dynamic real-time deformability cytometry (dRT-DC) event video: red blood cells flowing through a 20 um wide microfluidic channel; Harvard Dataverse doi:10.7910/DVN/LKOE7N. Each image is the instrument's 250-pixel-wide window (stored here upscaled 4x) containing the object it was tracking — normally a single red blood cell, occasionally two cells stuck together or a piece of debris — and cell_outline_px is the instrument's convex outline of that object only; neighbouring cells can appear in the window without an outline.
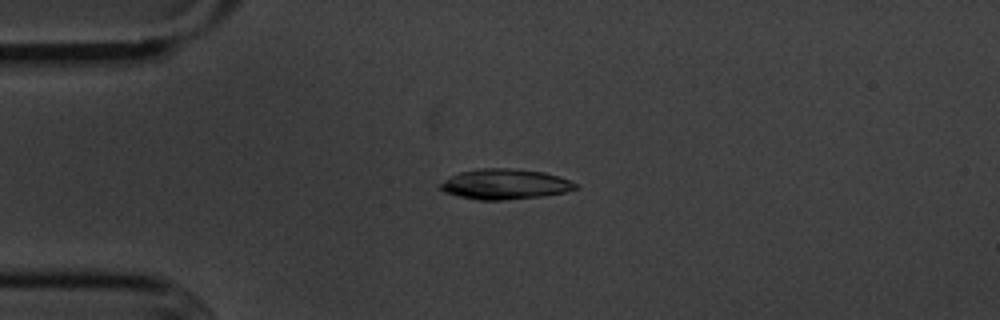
{"species": "common noctule bat (a hibernating species)", "species_latin": "Nyctalus noctula", "temperature_condition": "cold", "stored_images_in_passage": 5, "camera_frame_rate_fps": 3000, "um_per_image_px": 0.085, "animal": {"sex": "male", "body_mass_g": 20.1, "forearm_length_mm": 53.5}, "frame": {"image": 1, "passage_image": 4, "time_ms": 3.667, "image_size_px": [1000, 320], "cell_outline_px": [[576, 188], [564, 192], [540, 196], [504, 200], [476, 200], [444, 192], [436, 188], [440, 184], [452, 176], [460, 172], [484, 168], [508, 168], [544, 172], [560, 176], [576, 184]], "centroid_in_image_um": [42.88, 15.66], "position_along_channel_um": 42.1, "area_um2": 23.58}}